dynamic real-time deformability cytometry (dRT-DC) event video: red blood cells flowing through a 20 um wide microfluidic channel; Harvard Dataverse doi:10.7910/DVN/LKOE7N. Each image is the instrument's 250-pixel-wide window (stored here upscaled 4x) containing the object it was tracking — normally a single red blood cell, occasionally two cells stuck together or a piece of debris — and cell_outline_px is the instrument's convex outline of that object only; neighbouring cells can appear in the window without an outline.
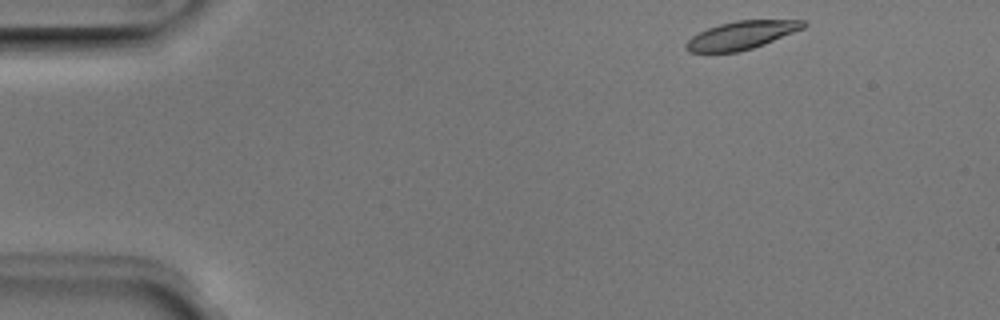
{"species": "Egyptian fruit bat (a non-hibernating species)", "species_latin": "Rousettus aegyptiacus", "temperature_condition": "room temperature", "stored_images_in_passage": 46, "camera_frame_rate_fps": 3000, "um_per_image_px": 0.085, "animal": {"sex": "male"}, "frame": {"image": 1, "passage_image": 1, "time_ms": 0.0, "image_size_px": [1000, 320], "cell_outline_px": [[808, 24], [804, 28], [764, 44], [740, 52], [688, 52], [684, 48], [684, 44], [692, 36], [708, 28], [720, 24], [736, 20], [804, 20]], "centroid_in_image_um": [63.02, 2.99], "position_along_channel_um": 22.0, "area_um2": 19.19}}
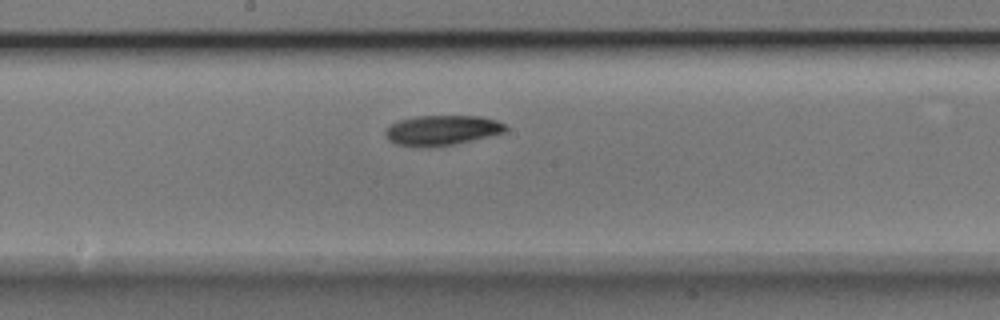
{"frame": {"image": 2, "passage_image": 22, "time_ms": 7.0, "image_size_px": [1000, 320], "cell_outline_px": [[508, 128], [504, 132], [456, 144], [428, 148], [396, 144], [388, 140], [384, 132], [392, 124], [400, 120], [416, 116], [480, 116], [496, 120], [504, 124]], "centroid_in_image_um": [37.56, 11.08], "position_along_channel_um": 210.6, "area_um2": 20.98}}
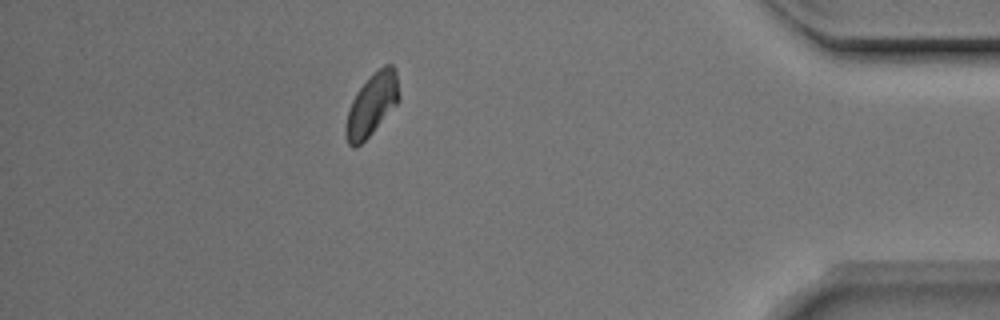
{"frame": {"image": 3, "passage_image": 40, "time_ms": 13.0, "image_size_px": [1000, 320], "cell_outline_px": [[400, 96], [396, 104], [372, 132], [356, 148], [352, 148], [348, 144], [344, 132], [344, 128], [348, 108], [356, 92], [372, 72], [384, 64], [392, 64], [396, 72]], "centroid_in_image_um": [31.57, 8.87], "position_along_channel_um": 403.6, "area_um2": 19.36}, "authors_computed_cell_mechanics": {"area_um2": 20.0855, "velocity_mm_per_s": 3.9406, "shape_relaxation_time_tau1_ms": 3.6262, "shape_relaxation_time_tau2_ms": null, "deformation_change_tau1": 0.1068, "deformation_change_tau2": null}}